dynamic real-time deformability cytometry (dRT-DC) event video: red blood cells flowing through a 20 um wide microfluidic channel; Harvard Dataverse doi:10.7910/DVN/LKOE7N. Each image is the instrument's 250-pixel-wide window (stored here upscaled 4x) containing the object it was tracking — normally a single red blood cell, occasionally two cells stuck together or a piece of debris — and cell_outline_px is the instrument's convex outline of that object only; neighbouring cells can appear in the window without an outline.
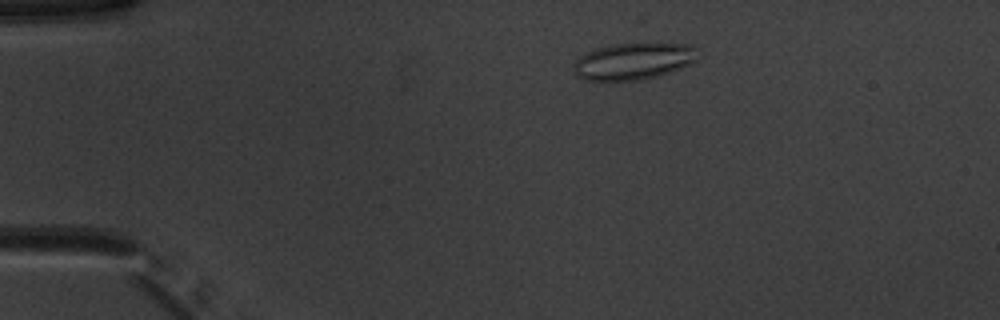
{"species": "common noctule bat (a hibernating species)", "species_latin": "Nyctalus noctula", "temperature_condition": "warm", "stored_images_in_passage": 34, "camera_frame_rate_fps": 3000, "um_per_image_px": 0.085, "animal": {"sex": "male", "body_mass_g": 20.1, "forearm_length_mm": 53.5}, "frame": {"image": 1, "passage_image": 9, "time_ms": 2.667, "image_size_px": [1000, 320], "cell_outline_px": [[700, 48], [696, 60], [688, 64], [668, 72], [656, 76], [640, 80], [584, 80], [576, 76], [572, 68], [572, 64], [580, 56], [596, 48], [612, 44], [652, 40], [688, 44]], "centroid_in_image_um": [53.87, 5.14], "position_along_channel_um": 31.1, "area_um2": 27.51}}
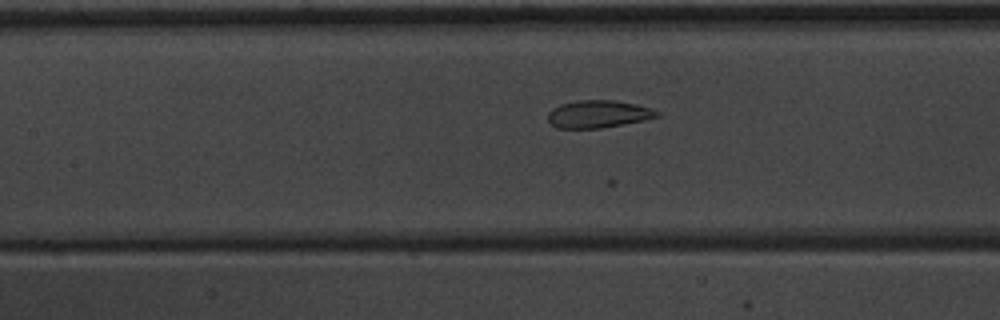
{"frame": {"image": 2, "passage_image": 23, "time_ms": 7.333, "image_size_px": [1000, 320], "cell_outline_px": [[660, 116], [644, 120], [624, 124], [600, 128], [556, 128], [548, 120], [548, 112], [552, 108], [560, 104], [576, 100], [616, 100], [636, 104], [660, 112]], "centroid_in_image_um": [50.83, 9.69], "position_along_channel_um": 156.6, "area_um2": 17.51}}
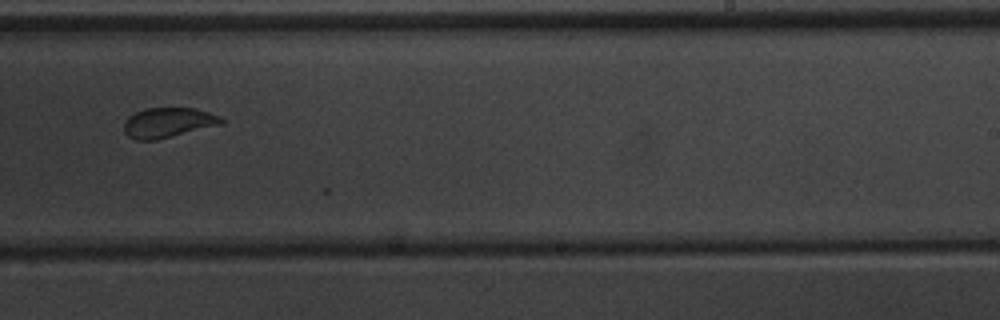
{"frame": {"image": 3, "passage_image": 32, "time_ms": 10.333, "image_size_px": [1000, 320], "cell_outline_px": [[224, 124], [156, 140], [136, 140], [128, 136], [124, 132], [124, 124], [128, 116], [144, 108], [192, 108], [208, 112], [220, 116], [224, 120]], "centroid_in_image_um": [14.29, 10.43], "position_along_channel_um": 274.7, "area_um2": 17.05}}